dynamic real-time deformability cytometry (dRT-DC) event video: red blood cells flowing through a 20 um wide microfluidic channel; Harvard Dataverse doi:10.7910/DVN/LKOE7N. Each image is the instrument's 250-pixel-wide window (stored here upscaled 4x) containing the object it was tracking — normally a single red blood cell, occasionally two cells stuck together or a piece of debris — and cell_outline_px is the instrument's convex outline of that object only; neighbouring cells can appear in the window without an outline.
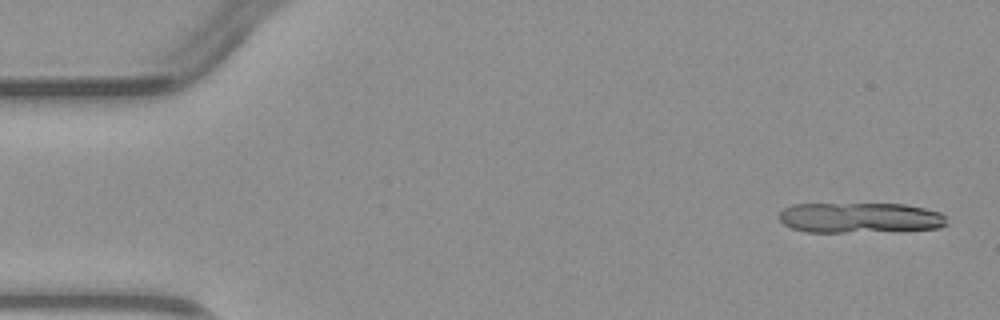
{"species": "common noctule bat (a hibernating species)", "species_latin": "Nyctalus noctula", "temperature_condition": "warm", "stored_images_in_passage": 5, "camera_frame_rate_fps": 3000, "um_per_image_px": 0.085, "animal": {"sex": "male", "body_mass_g": 23.1, "forearm_length_mm": 52.7}, "frame": {"image": 1, "passage_image": 1, "time_ms": 0.0, "image_size_px": [1000, 320], "cell_outline_px": [[948, 224], [940, 228], [844, 232], [808, 232], [792, 228], [784, 224], [776, 216], [784, 208], [792, 204], [904, 204], [924, 208], [940, 212], [944, 216]], "centroid_in_image_um": [73.05, 18.5], "position_along_channel_um": 11.9, "area_um2": 29.48}}
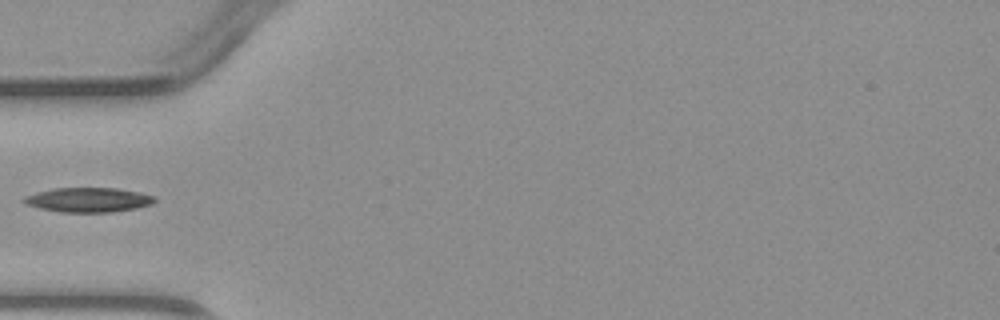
{"frame": {"image": 2, "passage_image": 5, "time_ms": 4.667, "image_size_px": [1000, 320], "cell_outline_px": [[156, 200], [152, 204], [136, 208], [112, 212], [60, 212], [40, 208], [24, 204], [20, 200], [24, 196], [36, 192], [52, 188], [116, 188], [140, 192], [156, 196]], "centroid_in_image_um": [7.48, 16.98], "position_along_channel_um": 77.5, "area_um2": 18.9}}